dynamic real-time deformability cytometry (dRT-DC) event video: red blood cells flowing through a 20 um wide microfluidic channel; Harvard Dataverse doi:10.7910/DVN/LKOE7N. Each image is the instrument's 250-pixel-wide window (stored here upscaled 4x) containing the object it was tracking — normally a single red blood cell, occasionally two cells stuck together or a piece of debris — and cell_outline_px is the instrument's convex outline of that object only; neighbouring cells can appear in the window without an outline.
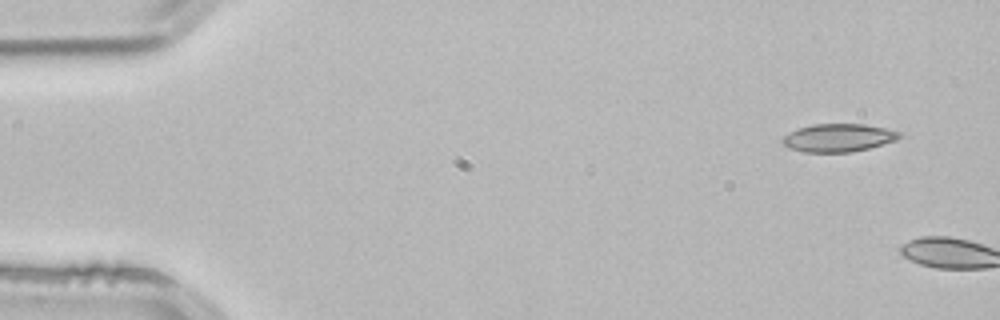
{"species": "common noctule bat (a hibernating species)", "species_latin": "Nyctalus noctula", "temperature_condition": "room temperature", "stored_images_in_passage": 3, "camera_frame_rate_fps": 3000, "um_per_image_px": 0.085, "animal": {"sex": "male", "body_mass_g": 21.5, "forearm_length_mm": 52.0}, "frame": {"image": 1, "passage_image": 1, "time_ms": 0.0, "image_size_px": [1000, 320], "cell_outline_px": [[904, 132], [896, 140], [884, 144], [852, 152], [804, 152], [792, 148], [784, 144], [780, 140], [784, 136], [796, 128], [812, 124], [864, 124]], "centroid_in_image_um": [71.27, 11.7], "position_along_channel_um": 13.7, "area_um2": 19.07}}